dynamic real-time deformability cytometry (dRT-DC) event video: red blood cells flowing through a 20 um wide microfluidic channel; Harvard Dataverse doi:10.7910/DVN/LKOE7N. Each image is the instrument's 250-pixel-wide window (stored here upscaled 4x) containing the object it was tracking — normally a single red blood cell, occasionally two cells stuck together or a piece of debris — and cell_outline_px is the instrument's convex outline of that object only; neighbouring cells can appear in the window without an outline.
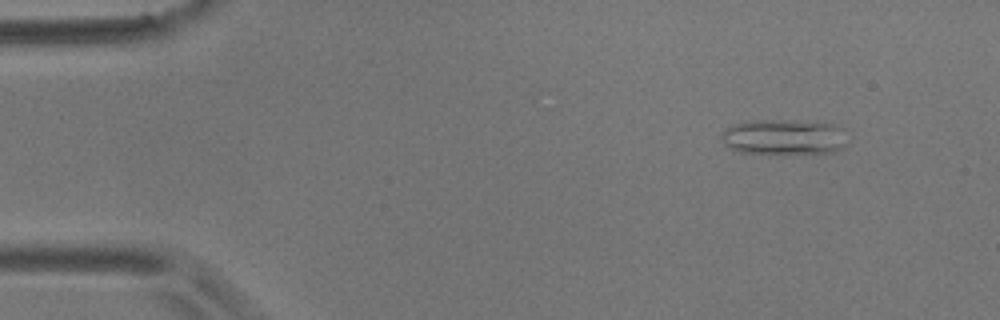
{"species": "common noctule bat (a hibernating species)", "species_latin": "Nyctalus noctula", "temperature_condition": "room temperature", "stored_images_in_passage": 5, "camera_frame_rate_fps": 3000, "um_per_image_px": 0.085, "animal": {"sex": "male", "body_mass_g": 17.9}, "frame": {"image": 1, "passage_image": 2, "time_ms": 1.0, "image_size_px": [1000, 320], "cell_outline_px": [[844, 144], [840, 148], [828, 152], [784, 156], [768, 156], [740, 152], [724, 144], [720, 140], [724, 128], [732, 124], [752, 120], [792, 120], [832, 124], [844, 128]], "centroid_in_image_um": [66.55, 11.69], "position_along_channel_um": 18.4, "area_um2": 26.93}}